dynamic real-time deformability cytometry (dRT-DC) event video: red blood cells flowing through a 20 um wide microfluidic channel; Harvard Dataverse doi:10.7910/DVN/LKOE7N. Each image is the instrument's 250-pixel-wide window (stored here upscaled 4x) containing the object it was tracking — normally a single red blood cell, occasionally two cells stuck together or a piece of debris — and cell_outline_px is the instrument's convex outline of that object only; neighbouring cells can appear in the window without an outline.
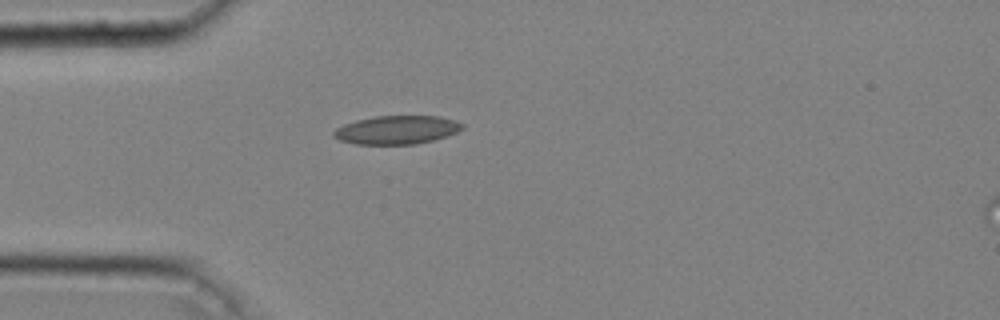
{"species": "common noctule bat (a hibernating species)", "species_latin": "Nyctalus noctula", "temperature_condition": "cold", "stored_images_in_passage": 1, "camera_frame_rate_fps": 3000, "um_per_image_px": 0.085, "animal": {"sex": "male", "body_mass_g": 20.4}, "frame": {"image": 1, "passage_image": 1, "time_ms": 0.0, "image_size_px": [1000, 320], "cell_outline_px": [[464, 128], [448, 136], [416, 144], [356, 144], [340, 140], [332, 136], [332, 132], [336, 128], [344, 124], [356, 120], [376, 116], [440, 116], [456, 120], [464, 124]], "centroid_in_image_um": [33.74, 11.03], "position_along_channel_um": 51.3, "area_um2": 21.44}}